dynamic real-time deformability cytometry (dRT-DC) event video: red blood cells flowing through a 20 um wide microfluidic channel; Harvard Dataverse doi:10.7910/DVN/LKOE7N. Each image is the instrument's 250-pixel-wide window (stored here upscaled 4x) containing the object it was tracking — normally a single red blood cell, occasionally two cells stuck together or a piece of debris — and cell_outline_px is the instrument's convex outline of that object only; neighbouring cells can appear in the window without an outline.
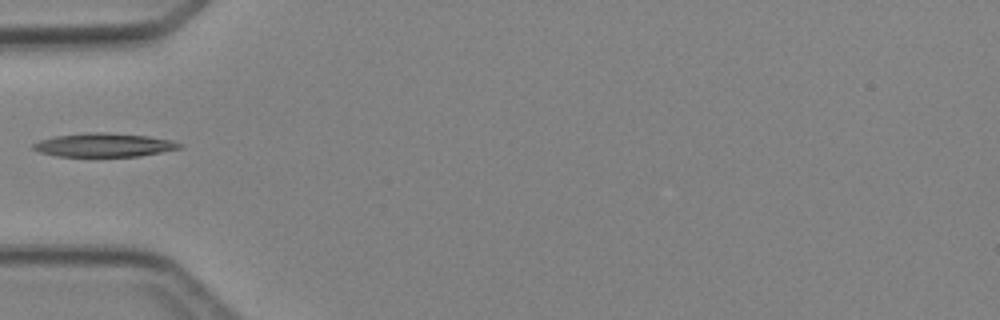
{"species": "Egyptian fruit bat (a non-hibernating species)", "species_latin": "Rousettus aegyptiacus", "temperature_condition": "cold", "stored_images_in_passage": 5, "camera_frame_rate_fps": 3000, "um_per_image_px": 0.085, "animal": {"sex": "female"}, "frame": {"image": 1, "passage_image": 5, "time_ms": 4.667, "image_size_px": [1000, 320], "cell_outline_px": [[184, 144], [180, 148], [140, 156], [56, 156], [40, 152], [32, 148], [32, 144], [40, 140], [52, 136], [88, 132], [104, 132], [148, 136], [172, 140]], "centroid_in_image_um": [8.82, 12.32], "position_along_channel_um": 76.2, "area_um2": 20.17}}